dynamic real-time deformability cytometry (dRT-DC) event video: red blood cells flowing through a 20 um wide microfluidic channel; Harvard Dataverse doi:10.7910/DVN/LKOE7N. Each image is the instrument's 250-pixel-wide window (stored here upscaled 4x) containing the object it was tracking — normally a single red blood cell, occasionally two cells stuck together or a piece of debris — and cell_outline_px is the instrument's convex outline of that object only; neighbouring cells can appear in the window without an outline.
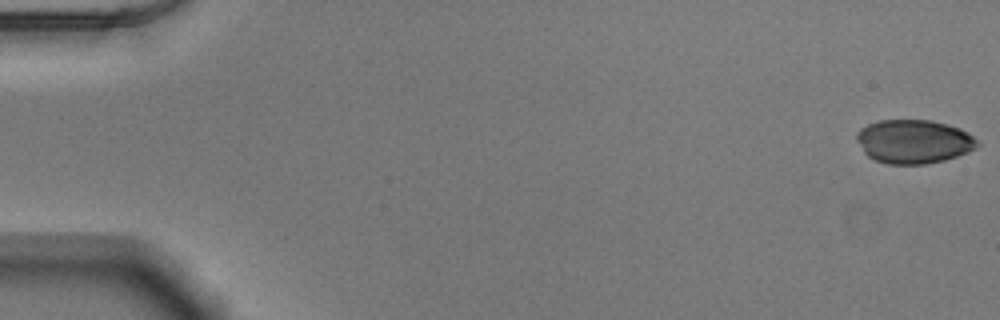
{"species": "Egyptian fruit bat (a non-hibernating species)", "species_latin": "Rousettus aegyptiacus", "temperature_condition": "warm", "stored_images_in_passage": 49, "camera_frame_rate_fps": 3000, "um_per_image_px": 0.085, "animal": {"sex": "male"}, "frame": {"image": 1, "passage_image": 1, "time_ms": 0.0, "image_size_px": [1000, 320], "cell_outline_px": [[980, 144], [976, 148], [968, 152], [944, 160], [924, 164], [888, 164], [876, 160], [868, 156], [864, 152], [856, 140], [856, 132], [860, 128], [868, 124], [880, 120], [932, 120], [948, 124], [960, 128], [968, 132]], "centroid_in_image_um": [77.66, 12.02], "position_along_channel_um": 7.3, "area_um2": 30.87}}
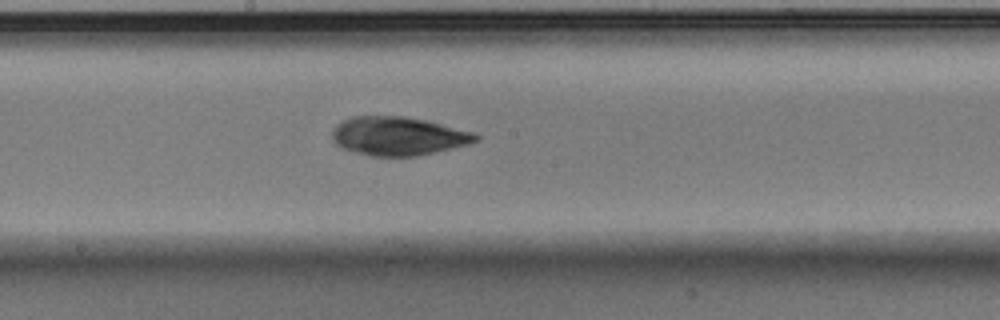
{"frame": {"image": 2, "passage_image": 29, "time_ms": 9.333, "image_size_px": [1000, 320], "cell_outline_px": [[480, 140], [468, 144], [416, 156], [372, 156], [340, 148], [332, 140], [332, 128], [336, 124], [352, 116], [404, 116], [424, 120], [476, 132], [480, 136]], "centroid_in_image_um": [33.83, 11.56], "position_along_channel_um": 214.4, "area_um2": 32.37}}
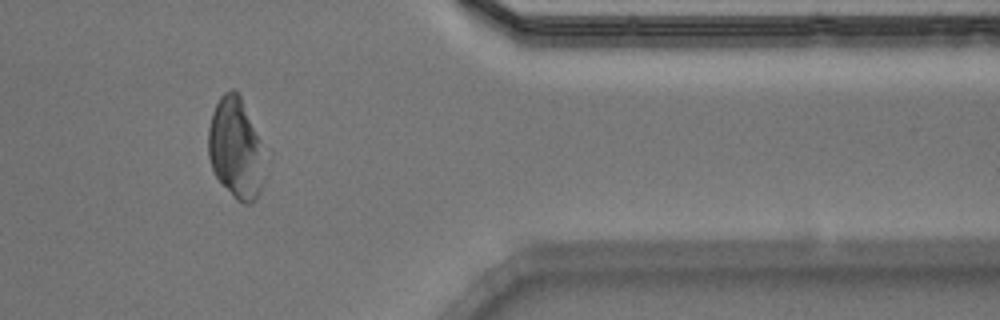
{"frame": {"image": 3, "passage_image": 44, "time_ms": 14.333, "image_size_px": [1000, 320], "cell_outline_px": [[260, 192], [256, 200], [252, 204], [244, 204], [236, 200], [232, 196], [216, 176], [212, 168], [208, 156], [208, 128], [212, 112], [220, 96], [224, 92], [232, 88], [240, 92], [256, 136], [260, 184]], "centroid_in_image_um": [19.91, 12.57], "position_along_channel_um": 391.5, "area_um2": 31.44}}